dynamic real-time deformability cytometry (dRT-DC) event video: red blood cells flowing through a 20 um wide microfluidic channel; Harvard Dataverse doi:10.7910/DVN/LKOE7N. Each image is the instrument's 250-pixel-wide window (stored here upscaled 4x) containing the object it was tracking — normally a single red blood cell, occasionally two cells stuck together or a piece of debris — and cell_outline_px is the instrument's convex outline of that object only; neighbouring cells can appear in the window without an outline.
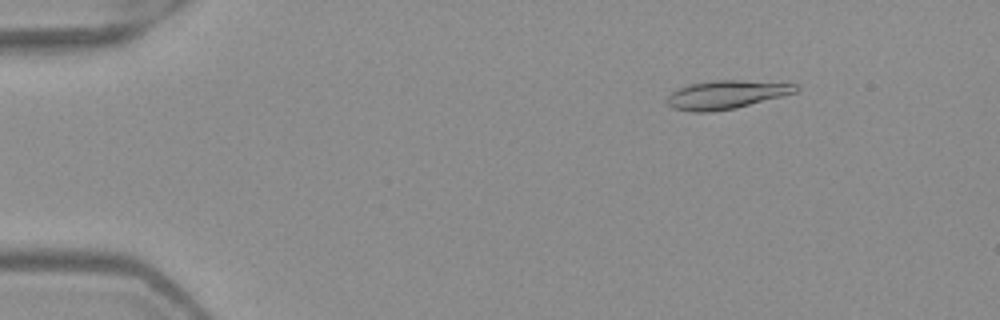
{"species": "Egyptian fruit bat (a non-hibernating species)", "species_latin": "Rousettus aegyptiacus", "temperature_condition": "warm", "stored_images_in_passage": 8, "camera_frame_rate_fps": 3000, "um_per_image_px": 0.085, "frame": {"image": 1, "passage_image": 2, "time_ms": 0.333, "image_size_px": [1000, 320], "cell_outline_px": [[800, 88], [796, 92], [736, 108], [712, 112], [692, 112], [676, 108], [668, 104], [668, 96], [672, 92], [688, 84], [716, 80], [740, 80], [796, 84]], "centroid_in_image_um": [61.74, 8.04], "position_along_channel_um": 23.3, "area_um2": 21.04}}
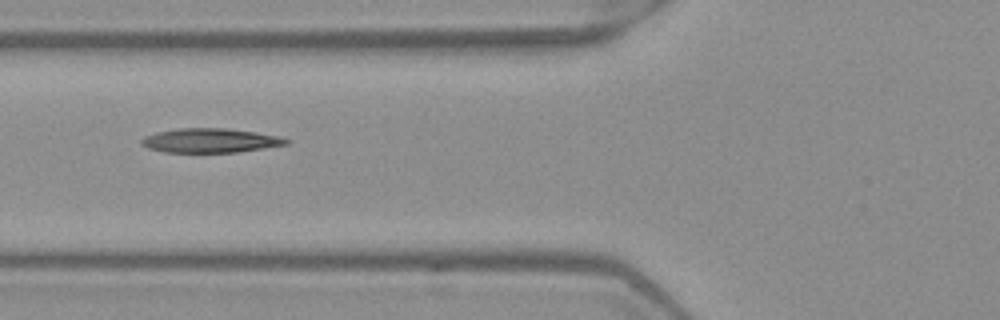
{"frame": {"image": 2, "passage_image": 5, "time_ms": 1.333, "image_size_px": [1000, 320], "cell_outline_px": [[292, 140], [288, 144], [264, 148], [236, 152], [164, 152], [148, 148], [140, 144], [140, 140], [144, 136], [156, 132], [180, 128], [224, 128], [256, 132], [280, 136]], "centroid_in_image_um": [17.87, 11.94], "position_along_channel_um": 107.9, "area_um2": 20.52}}
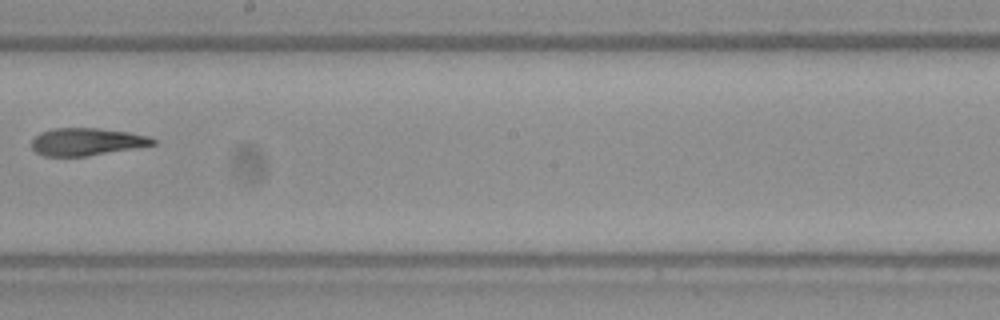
{"frame": {"image": 3, "passage_image": 8, "time_ms": 2.333, "image_size_px": [1000, 320], "cell_outline_px": [[156, 144], [88, 156], [44, 156], [36, 152], [32, 148], [32, 140], [40, 132], [52, 128], [100, 128], [128, 132], [148, 136], [156, 140]], "centroid_in_image_um": [7.35, 12.04], "position_along_channel_um": 240.9, "area_um2": 19.36}}